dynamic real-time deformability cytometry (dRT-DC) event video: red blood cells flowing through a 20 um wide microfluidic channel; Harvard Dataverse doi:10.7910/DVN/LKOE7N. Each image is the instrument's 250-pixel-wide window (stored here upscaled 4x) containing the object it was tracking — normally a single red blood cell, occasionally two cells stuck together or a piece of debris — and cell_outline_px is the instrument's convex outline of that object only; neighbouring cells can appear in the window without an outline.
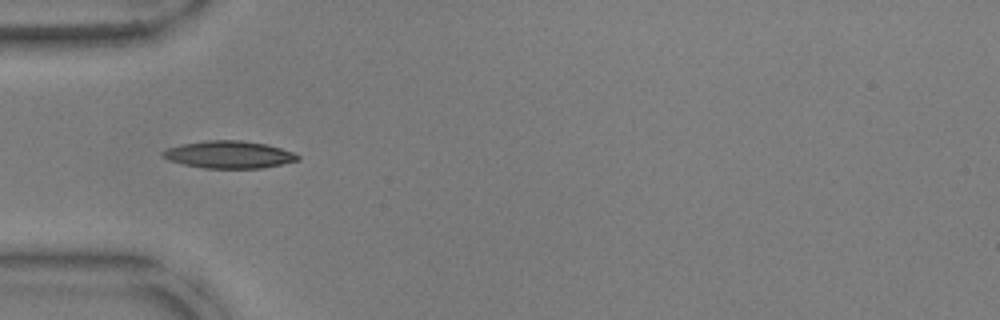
{"species": "common noctule bat (a hibernating species)", "species_latin": "Nyctalus noctula", "temperature_condition": "warm", "stored_images_in_passage": 6, "camera_frame_rate_fps": 3000, "um_per_image_px": 0.085, "animal": {"sex": "male", "body_mass_g": 17.9, "forearm_length_mm": 54.2}, "frame": {"image": 1, "passage_image": 1, "time_ms": 0.0, "image_size_px": [1000, 320], "cell_outline_px": [[300, 160], [264, 168], [204, 168], [184, 164], [168, 160], [160, 156], [160, 152], [168, 148], [180, 144], [208, 140], [240, 140], [264, 144], [280, 148], [292, 152], [300, 156]], "centroid_in_image_um": [19.43, 13.14], "position_along_channel_um": 65.6, "area_um2": 21.5}}